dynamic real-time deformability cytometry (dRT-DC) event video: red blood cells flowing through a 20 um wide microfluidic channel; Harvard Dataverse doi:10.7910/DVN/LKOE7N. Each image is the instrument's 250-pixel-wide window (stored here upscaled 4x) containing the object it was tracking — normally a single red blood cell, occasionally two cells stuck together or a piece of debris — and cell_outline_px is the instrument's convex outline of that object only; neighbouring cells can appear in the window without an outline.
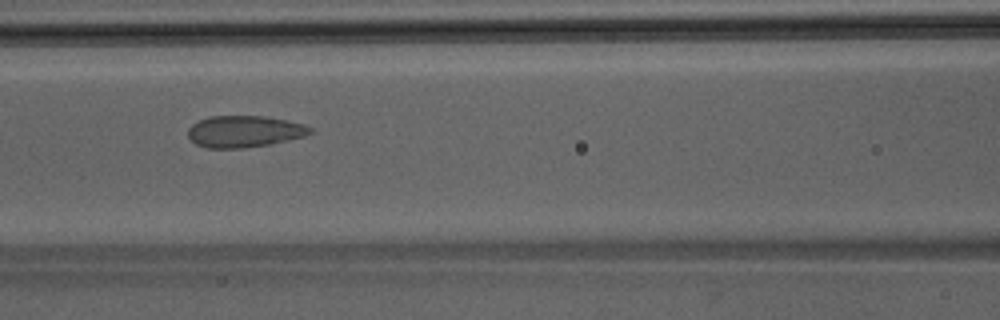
{"species": "Egyptian fruit bat (a non-hibernating species)", "species_latin": "Rousettus aegyptiacus", "temperature_condition": "room temperature", "stored_images_in_passage": 33, "camera_frame_rate_fps": 3000, "um_per_image_px": 0.085, "animal": {"sex": "male"}, "frame": {"image": 1, "passage_image": 7, "time_ms": 2.0, "image_size_px": [1000, 320], "cell_outline_px": [[312, 132], [304, 136], [288, 140], [268, 144], [244, 148], [208, 148], [196, 144], [188, 136], [188, 128], [192, 124], [208, 116], [264, 116], [304, 124], [312, 128]], "centroid_in_image_um": [20.75, 11.17], "position_along_channel_um": 145.9, "area_um2": 22.37}}
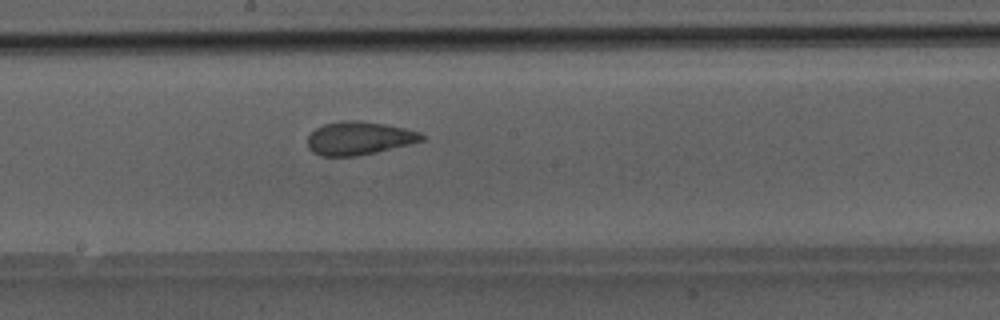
{"frame": {"image": 2, "passage_image": 12, "time_ms": 3.667, "image_size_px": [1000, 320], "cell_outline_px": [[428, 136], [424, 140], [376, 152], [356, 156], [320, 156], [312, 152], [308, 148], [308, 136], [316, 128], [324, 124], [340, 120], [356, 120], [384, 124], [404, 128], [420, 132]], "centroid_in_image_um": [30.51, 11.74], "position_along_channel_um": 217.7, "area_um2": 22.14}}
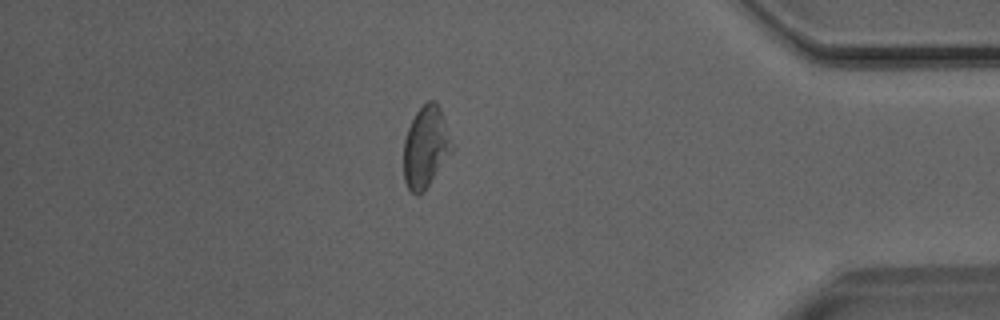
{"frame": {"image": 3, "passage_image": 27, "time_ms": 8.667, "image_size_px": [1000, 320], "cell_outline_px": [[452, 152], [424, 192], [420, 196], [416, 196], [408, 188], [404, 180], [404, 140], [408, 128], [416, 112], [428, 100], [436, 100], [440, 108], [452, 144]], "centroid_in_image_um": [36.17, 12.53], "position_along_channel_um": 399.0, "area_um2": 22.77}}